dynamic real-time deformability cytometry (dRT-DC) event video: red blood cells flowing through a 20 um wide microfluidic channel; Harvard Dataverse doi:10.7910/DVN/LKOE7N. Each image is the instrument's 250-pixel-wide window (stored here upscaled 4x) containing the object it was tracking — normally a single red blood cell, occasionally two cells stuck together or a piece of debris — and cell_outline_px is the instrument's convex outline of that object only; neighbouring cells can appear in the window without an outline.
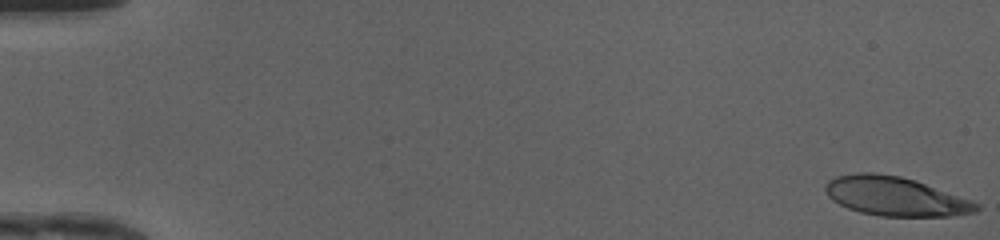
{"species": "human", "species_latin": "Homo sapiens", "temperature_condition": "cold", "stored_images_in_passage": 49, "camera_frame_rate_fps": 3000, "um_per_image_px": 0.085, "donor": {"sex": "female"}, "frame": {"image": 1, "passage_image": 1, "time_ms": 0.0, "image_size_px": [1000, 240], "cell_outline_px": [[980, 208], [976, 212], [948, 216], [880, 216], [860, 212], [848, 208], [832, 200], [828, 196], [824, 188], [828, 180], [836, 176], [856, 172], [872, 172], [900, 176], [916, 180], [980, 204]], "centroid_in_image_um": [76.07, 16.68], "position_along_channel_um": 8.9, "area_um2": 34.28}}
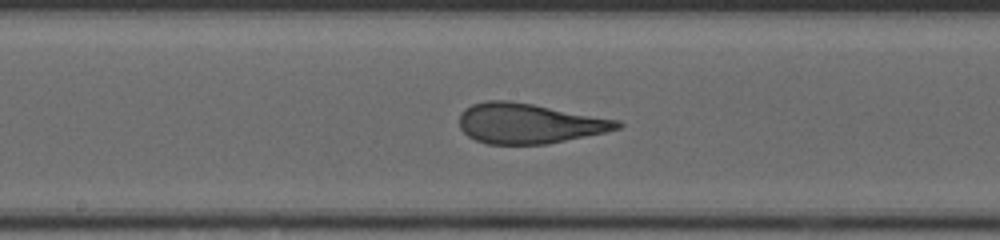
{"frame": {"image": 2, "passage_image": 27, "time_ms": 8.667, "image_size_px": [1000, 240], "cell_outline_px": [[624, 124], [620, 128], [604, 132], [548, 144], [488, 144], [476, 140], [468, 136], [460, 128], [460, 112], [464, 108], [472, 104], [488, 100], [508, 100], [532, 104], [620, 120]], "centroid_in_image_um": [44.95, 10.49], "position_along_channel_um": 203.2, "area_um2": 36.88}}
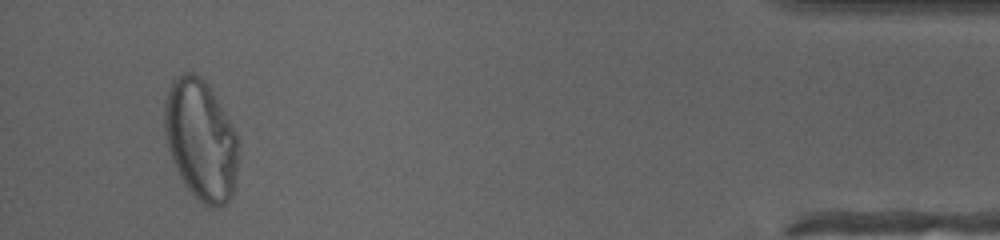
{"frame": {"image": 3, "passage_image": 47, "time_ms": 15.333, "image_size_px": [1000, 240], "cell_outline_px": [[236, 172], [232, 196], [220, 208], [212, 208], [204, 204], [184, 184], [172, 160], [168, 148], [164, 128], [164, 100], [168, 88], [172, 80], [176, 76], [184, 72], [192, 72], [200, 76], [204, 80], [212, 92], [236, 132]], "centroid_in_image_um": [17.03, 11.87], "position_along_channel_um": 418.2, "area_um2": 51.38}, "authors_computed_cell_mechanics": {"area_um2": 36.703, "velocity_mm_per_s": 4.1958, "shape_relaxation_time_tau1_ms": null, "shape_relaxation_time_tau2_ms": 0.8249, "deformation_change_tau1": null, "deformation_change_tau2": 0.0934}}